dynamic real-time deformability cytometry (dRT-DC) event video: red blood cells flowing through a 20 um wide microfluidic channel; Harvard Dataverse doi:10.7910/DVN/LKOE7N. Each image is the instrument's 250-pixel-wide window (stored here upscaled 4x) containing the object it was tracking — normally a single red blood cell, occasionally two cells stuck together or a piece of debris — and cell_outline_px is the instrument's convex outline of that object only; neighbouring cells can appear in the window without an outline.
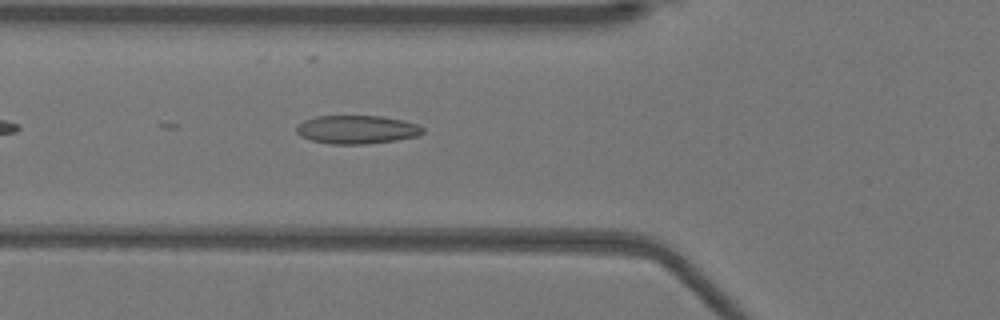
{"species": "Egyptian fruit bat (a non-hibernating species)", "species_latin": "Rousettus aegyptiacus", "temperature_condition": "warm", "stored_images_in_passage": 11, "camera_frame_rate_fps": 3000, "um_per_image_px": 0.085, "animal": {"sex": "female"}, "frame": {"image": 1, "passage_image": 3, "time_ms": 0.667, "image_size_px": [1000, 320], "cell_outline_px": [[424, 132], [416, 136], [396, 140], [364, 144], [328, 144], [312, 140], [300, 136], [296, 132], [296, 124], [304, 120], [316, 116], [380, 116], [400, 120], [416, 124], [424, 128]], "centroid_in_image_um": [30.28, 11.01], "position_along_channel_um": 95.5, "area_um2": 20.87}}
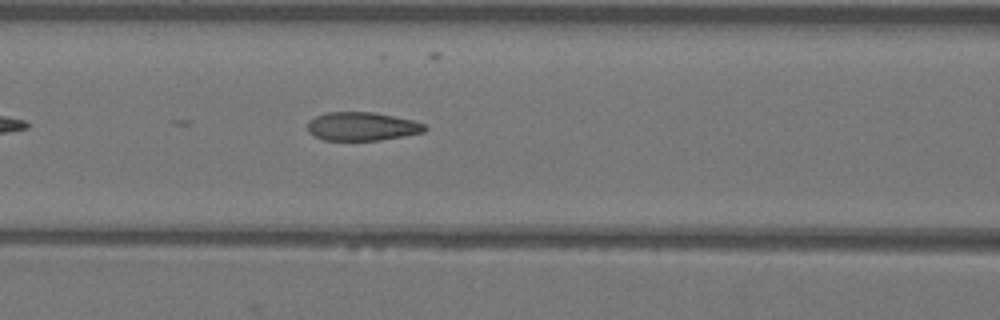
{"frame": {"image": 2, "passage_image": 6, "time_ms": 1.667, "image_size_px": [1000, 320], "cell_outline_px": [[428, 128], [424, 132], [404, 136], [380, 140], [324, 140], [308, 132], [308, 120], [316, 116], [328, 112], [372, 112], [412, 120], [424, 124]], "centroid_in_image_um": [30.77, 10.75], "position_along_channel_um": 135.8, "area_um2": 19.36}}